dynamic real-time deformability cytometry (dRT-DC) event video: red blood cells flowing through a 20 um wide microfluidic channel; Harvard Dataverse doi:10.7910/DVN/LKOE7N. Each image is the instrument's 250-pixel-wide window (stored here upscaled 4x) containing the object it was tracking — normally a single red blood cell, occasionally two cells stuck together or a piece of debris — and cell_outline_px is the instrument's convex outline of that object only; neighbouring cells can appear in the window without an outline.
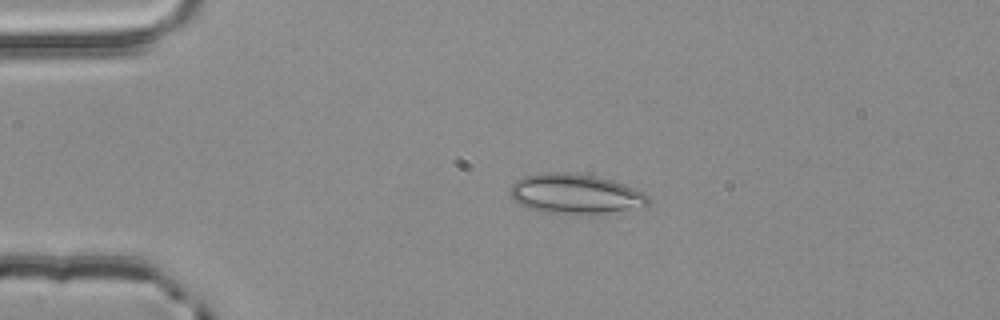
{"species": "common noctule bat (a hibernating species)", "species_latin": "Nyctalus noctula", "temperature_condition": "room temperature", "stored_images_in_passage": 3, "camera_frame_rate_fps": 3000, "um_per_image_px": 0.085, "animal": {"sex": "male", "body_mass_g": 20.4}, "frame": {"image": 1, "passage_image": 2, "time_ms": 0.333, "image_size_px": [1000, 320], "cell_outline_px": [[652, 200], [648, 204], [604, 212], [544, 212], [528, 208], [520, 204], [508, 192], [512, 184], [516, 180], [524, 176], [540, 172], [572, 172], [596, 176], [612, 180], [624, 184], [644, 192]], "centroid_in_image_um": [48.85, 16.42], "position_along_channel_um": 36.2, "area_um2": 31.33}}